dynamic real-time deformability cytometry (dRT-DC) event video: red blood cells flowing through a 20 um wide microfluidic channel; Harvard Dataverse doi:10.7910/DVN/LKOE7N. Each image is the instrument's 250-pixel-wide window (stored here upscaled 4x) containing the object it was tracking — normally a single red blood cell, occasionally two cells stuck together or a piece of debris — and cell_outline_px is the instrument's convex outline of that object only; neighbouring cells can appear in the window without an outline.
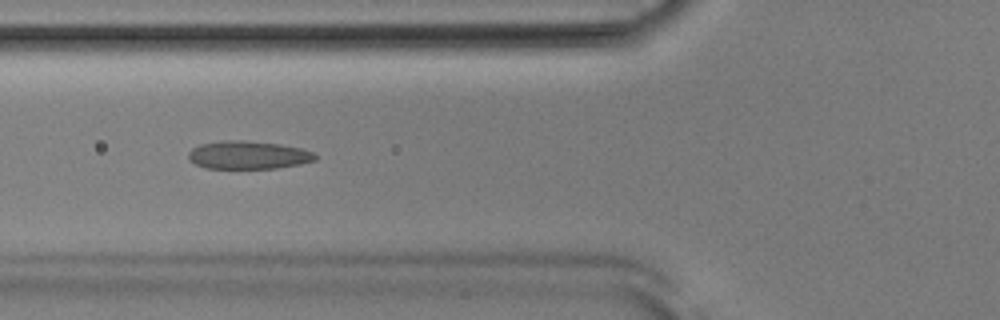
{"species": "Egyptian fruit bat (a non-hibernating species)", "species_latin": "Rousettus aegyptiacus", "temperature_condition": "room temperature", "stored_images_in_passage": 51, "camera_frame_rate_fps": 3000, "um_per_image_px": 0.085, "animal": {"sex": "male"}, "frame": {"image": 1, "passage_image": 19, "time_ms": 6.0, "image_size_px": [1000, 320], "cell_outline_px": [[316, 160], [300, 164], [276, 168], [204, 168], [188, 160], [188, 152], [192, 148], [200, 144], [224, 140], [244, 140], [280, 144], [300, 148], [312, 152], [316, 156]], "centroid_in_image_um": [21.06, 13.17], "position_along_channel_um": 104.7, "area_um2": 20.75}}
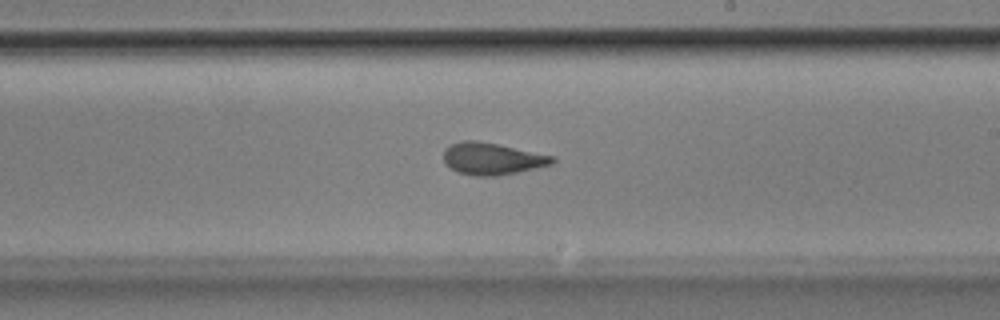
{"frame": {"image": 2, "passage_image": 30, "time_ms": 9.667, "image_size_px": [1000, 320], "cell_outline_px": [[556, 160], [552, 164], [536, 168], [496, 176], [472, 176], [456, 172], [444, 164], [444, 148], [460, 140], [476, 140], [556, 156]], "centroid_in_image_um": [41.8, 13.49], "position_along_channel_um": 247.2, "area_um2": 20.4}}
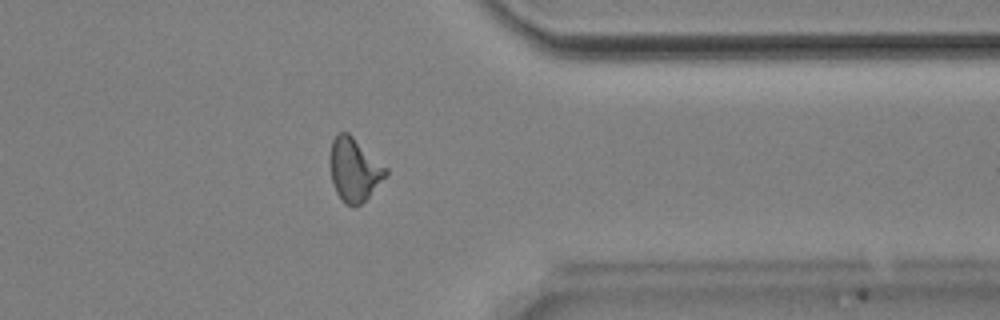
{"frame": {"image": 3, "passage_image": 41, "time_ms": 13.333, "image_size_px": [1000, 320], "cell_outline_px": [[388, 176], [360, 204], [344, 204], [336, 192], [332, 180], [328, 164], [328, 160], [332, 140], [340, 132], [348, 132], [388, 168]], "centroid_in_image_um": [30.1, 14.39], "position_along_channel_um": 381.3, "area_um2": 20.63}, "authors_computed_cell_mechanics": {"area_um2": 20.4612, "velocity_mm_per_s": 3.8857, "shape_relaxation_time_tau1_ms": 8.1051, "shape_relaxation_time_tau2_ms": 1.7932, "deformation_change_tau1": 0.1987, "deformation_change_tau2": 0.0926}}